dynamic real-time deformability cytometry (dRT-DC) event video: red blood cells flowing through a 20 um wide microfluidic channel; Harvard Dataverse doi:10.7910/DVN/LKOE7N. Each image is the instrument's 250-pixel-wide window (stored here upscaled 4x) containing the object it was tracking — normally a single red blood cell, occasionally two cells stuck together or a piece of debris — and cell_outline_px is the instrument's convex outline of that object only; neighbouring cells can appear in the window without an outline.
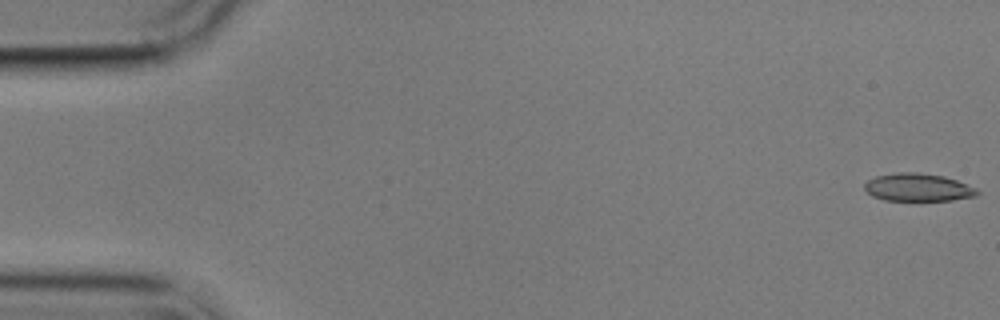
{"species": "common noctule bat (a hibernating species)", "species_latin": "Nyctalus noctula", "temperature_condition": "cold", "stored_images_in_passage": 13, "camera_frame_rate_fps": 3000, "um_per_image_px": 0.085, "animal": {"sex": "male", "body_mass_g": 17.9}, "frame": {"image": 1, "passage_image": 1, "time_ms": 0.0, "image_size_px": [1000, 320], "cell_outline_px": [[980, 192], [976, 196], [952, 200], [884, 200], [872, 196], [864, 188], [864, 184], [868, 180], [876, 176], [896, 172], [916, 172], [944, 176], [956, 180], [976, 188]], "centroid_in_image_um": [78.02, 15.92], "position_along_channel_um": 7.0, "area_um2": 18.21}}
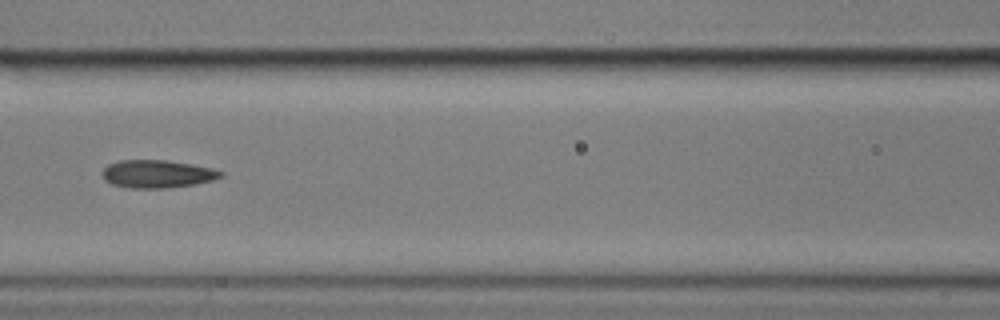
{"frame": {"image": 2, "passage_image": 7, "time_ms": 8.0, "image_size_px": [1000, 320], "cell_outline_px": [[224, 176], [212, 180], [196, 184], [164, 188], [132, 188], [112, 184], [104, 180], [100, 172], [108, 164], [120, 160], [164, 160], [192, 164], [212, 168], [224, 172]], "centroid_in_image_um": [13.36, 14.78], "position_along_channel_um": 153.2, "area_um2": 19.31}}
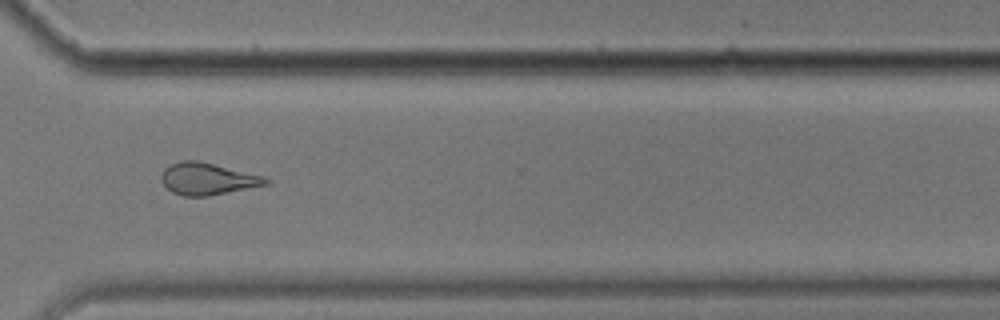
{"frame": {"image": 3, "passage_image": 12, "time_ms": 13.667, "image_size_px": [1000, 320], "cell_outline_px": [[268, 184], [208, 196], [180, 196], [172, 192], [160, 180], [160, 176], [164, 168], [180, 160], [200, 160], [264, 176], [268, 180]], "centroid_in_image_um": [17.6, 15.19], "position_along_channel_um": 353.0, "area_um2": 19.48}, "authors_computed_cell_mechanics": {"area_um2": 19.3052, "velocity_mm_per_s": 3.5304, "shape_relaxation_time_tau1_ms": null, "shape_relaxation_time_tau2_ms": 1.8348, "deformation_change_tau1": null, "deformation_change_tau2": 0.0844}}